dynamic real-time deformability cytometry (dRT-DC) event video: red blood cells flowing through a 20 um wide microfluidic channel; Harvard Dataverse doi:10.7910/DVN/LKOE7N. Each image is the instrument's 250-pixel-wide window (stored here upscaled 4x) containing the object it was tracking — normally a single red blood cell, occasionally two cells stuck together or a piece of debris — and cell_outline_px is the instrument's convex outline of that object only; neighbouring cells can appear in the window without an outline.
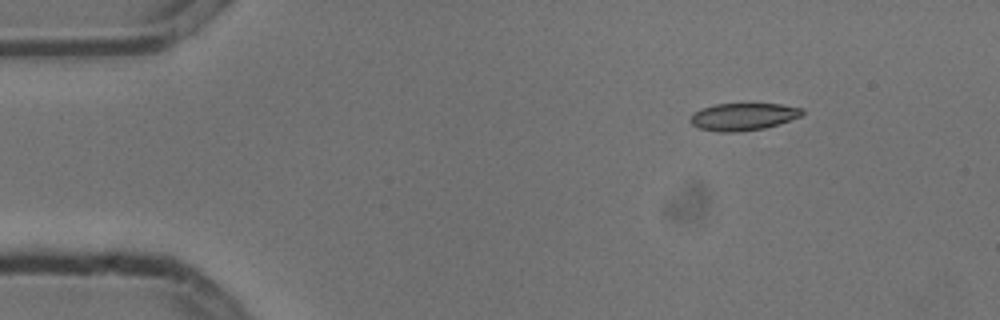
{"species": "common noctule bat (a hibernating species)", "species_latin": "Nyctalus noctula", "temperature_condition": "cold", "stored_images_in_passage": 3, "camera_frame_rate_fps": 3000, "um_per_image_px": 0.085, "animal": {"sex": "male", "body_mass_g": 13.3}, "frame": {"image": 1, "passage_image": 1, "time_ms": 0.0, "image_size_px": [1000, 320], "cell_outline_px": [[804, 116], [764, 128], [736, 132], [720, 132], [700, 128], [692, 124], [688, 120], [692, 112], [700, 108], [716, 104], [780, 104], [804, 108]], "centroid_in_image_um": [63.17, 9.91], "position_along_channel_um": 21.8, "area_um2": 17.98}}